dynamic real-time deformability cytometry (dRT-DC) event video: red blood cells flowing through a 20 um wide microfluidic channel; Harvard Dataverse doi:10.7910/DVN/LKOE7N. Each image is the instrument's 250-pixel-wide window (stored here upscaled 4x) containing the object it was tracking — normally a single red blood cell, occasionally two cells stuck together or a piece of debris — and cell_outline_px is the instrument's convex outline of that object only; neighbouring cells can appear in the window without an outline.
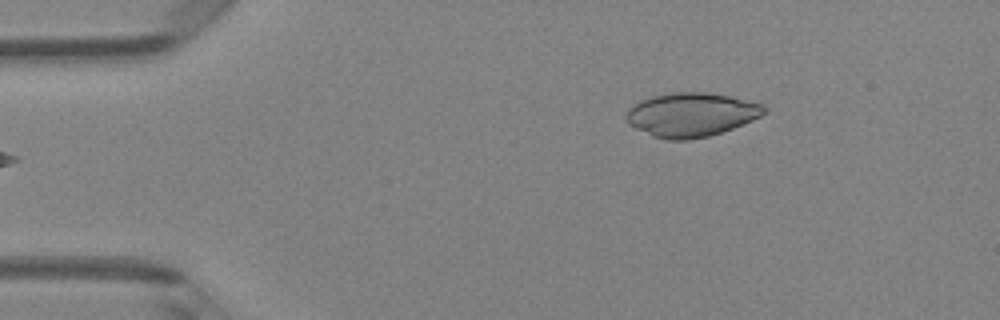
{"species": "Egyptian fruit bat (a non-hibernating species)", "species_latin": "Rousettus aegyptiacus", "temperature_condition": "room temperature", "stored_images_in_passage": 5, "camera_frame_rate_fps": 3000, "um_per_image_px": 0.085, "animal": {"sex": "female"}, "frame": {"image": 1, "passage_image": 5, "time_ms": 4.667, "image_size_px": [1000, 320], "cell_outline_px": [[768, 108], [760, 116], [744, 124], [708, 136], [688, 140], [664, 140], [652, 136], [628, 124], [624, 120], [624, 116], [628, 108], [632, 104], [640, 100], [652, 96], [672, 92], [704, 92], [732, 96], [764, 104]], "centroid_in_image_um": [58.72, 9.74], "position_along_channel_um": 26.3, "area_um2": 35.66}}